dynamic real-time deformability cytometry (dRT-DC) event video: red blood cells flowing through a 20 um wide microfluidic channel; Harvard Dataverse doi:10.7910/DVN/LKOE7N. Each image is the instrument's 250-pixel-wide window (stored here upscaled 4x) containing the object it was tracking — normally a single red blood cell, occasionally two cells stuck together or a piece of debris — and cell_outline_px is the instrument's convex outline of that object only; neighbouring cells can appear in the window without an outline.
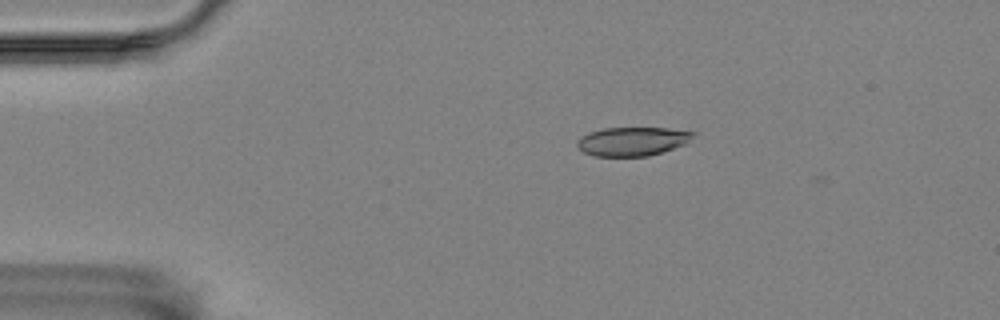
{"species": "Egyptian fruit bat (a non-hibernating species)", "species_latin": "Rousettus aegyptiacus", "temperature_condition": "room temperature", "stored_images_in_passage": 46, "segment_of_instrument_passage": [1, 2], "camera_frame_rate_fps": 3000, "um_per_image_px": 0.085, "animal": {"sex": "female"}, "frame": {"image": 1, "passage_image": 2, "time_ms": 0.333, "image_size_px": [1000, 320], "cell_outline_px": [[696, 132], [684, 144], [648, 156], [592, 156], [584, 152], [576, 144], [576, 140], [580, 136], [604, 128], [668, 128]], "centroid_in_image_um": [53.71, 12.01], "position_along_channel_um": 31.3, "area_um2": 19.19}}
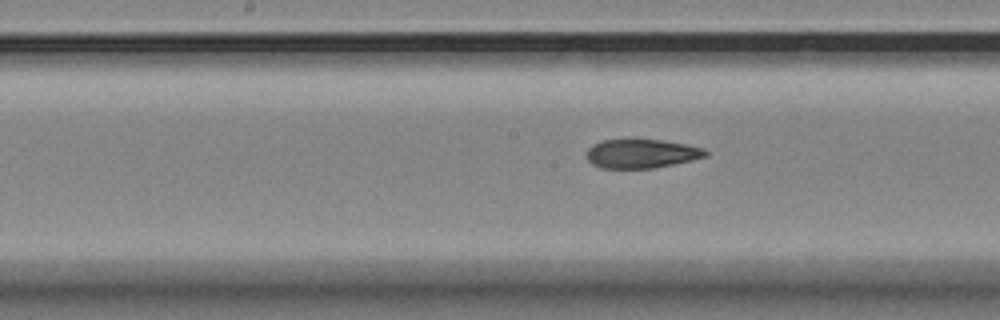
{"frame": {"image": 2, "passage_image": 20, "time_ms": 6.333, "image_size_px": [1000, 320], "cell_outline_px": [[708, 156], [692, 160], [652, 168], [600, 168], [592, 164], [588, 160], [588, 148], [592, 144], [600, 140], [628, 136], [632, 136], [664, 140], [688, 144], [704, 148], [708, 152]], "centroid_in_image_um": [54.51, 12.99], "position_along_channel_um": 193.7, "area_um2": 21.04}}
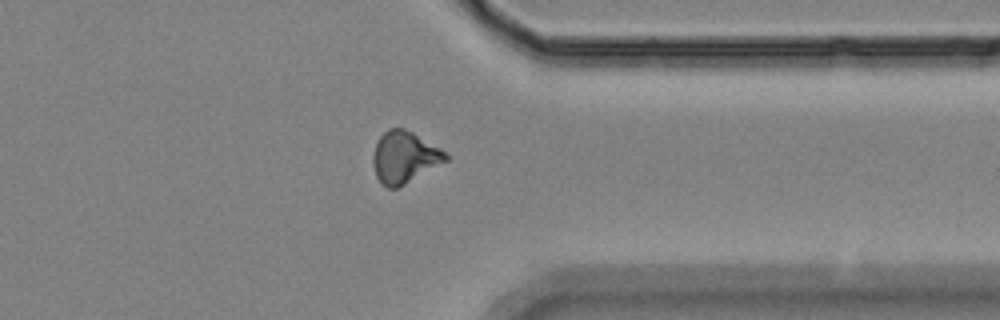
{"frame": {"image": 3, "passage_image": 36, "time_ms": 11.667, "image_size_px": [1000, 320], "cell_outline_px": [[448, 160], [404, 184], [396, 188], [388, 188], [380, 184], [376, 176], [372, 160], [372, 156], [376, 144], [380, 136], [388, 128], [404, 128], [412, 132], [440, 148], [448, 156]], "centroid_in_image_um": [34.34, 13.36], "position_along_channel_um": 377.1, "area_um2": 21.68}}